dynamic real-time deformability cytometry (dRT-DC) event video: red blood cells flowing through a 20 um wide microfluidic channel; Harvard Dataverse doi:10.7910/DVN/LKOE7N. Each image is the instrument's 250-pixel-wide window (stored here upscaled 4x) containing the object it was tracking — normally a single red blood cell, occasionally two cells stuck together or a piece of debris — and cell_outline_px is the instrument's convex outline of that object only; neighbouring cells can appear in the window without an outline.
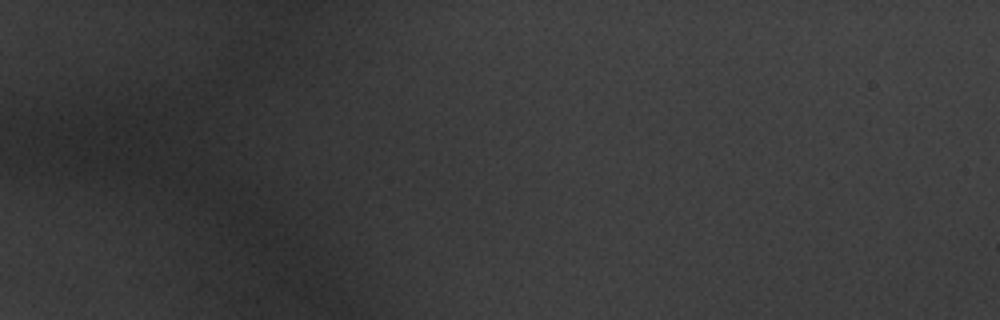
{"species": "common noctule bat (a hibernating species)", "species_latin": "Nyctalus noctula", "temperature_condition": "warm", "stored_images_in_passage": 1, "camera_frame_rate_fps": 3000, "um_per_image_px": 0.085, "animal": {"sex": "male", "body_mass_g": 20.1, "forearm_length_mm": 53.5}, "frame": {"image": 1, "passage_image": 1, "time_ms": 0.0, "image_size_px": [1000, 320], "cell_outline_px": [[148, 160], [140, 168], [104, 176], [84, 168], [84, 156], [108, 132], [124, 140], [140, 152]], "centroid_in_image_um": [9.62, 13.32], "position_along_channel_um": 75.4, "area_um2": 12.48}}